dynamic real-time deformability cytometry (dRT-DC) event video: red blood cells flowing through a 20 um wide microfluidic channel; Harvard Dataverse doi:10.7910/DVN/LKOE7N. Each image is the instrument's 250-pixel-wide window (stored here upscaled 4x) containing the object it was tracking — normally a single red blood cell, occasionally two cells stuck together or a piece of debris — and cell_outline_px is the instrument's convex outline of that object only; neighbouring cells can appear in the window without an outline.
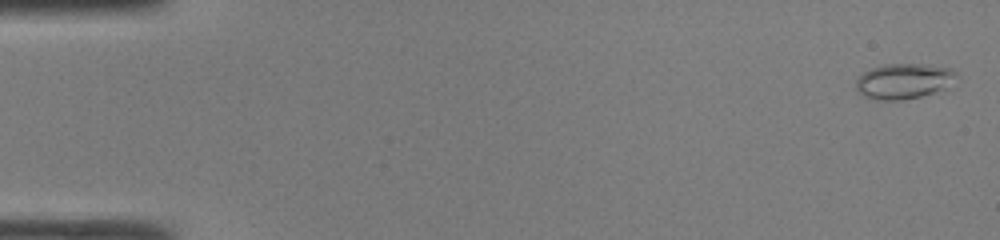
{"species": "common noctule bat (a hibernating species)", "species_latin": "Nyctalus noctula", "temperature_condition": "room temperature", "stored_images_in_passage": 48, "camera_frame_rate_fps": 3000, "um_per_image_px": 0.085, "animal": {"sex": "male", "body_mass_g": 19.0, "forearm_length_mm": 50.8}, "frame": {"image": 1, "passage_image": 2, "time_ms": 0.333, "image_size_px": [1000, 240], "cell_outline_px": [[956, 76], [944, 88], [920, 96], [900, 100], [876, 100], [864, 96], [856, 92], [856, 80], [864, 72], [872, 68], [884, 64], [920, 64], [948, 68], [956, 72]], "centroid_in_image_um": [76.73, 6.9], "position_along_channel_um": 8.3, "area_um2": 20.29}}
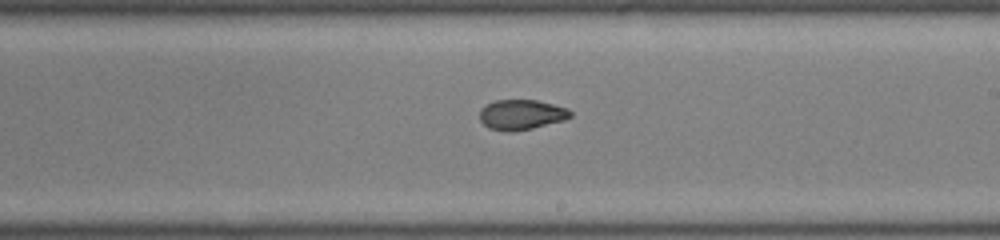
{"frame": {"image": 2, "passage_image": 29, "time_ms": 9.333, "image_size_px": [1000, 240], "cell_outline_px": [[572, 116], [564, 120], [532, 128], [512, 132], [504, 132], [488, 128], [480, 120], [480, 108], [496, 100], [536, 100], [568, 108], [572, 112]], "centroid_in_image_um": [44.31, 9.75], "position_along_channel_um": 244.7, "area_um2": 15.95}}
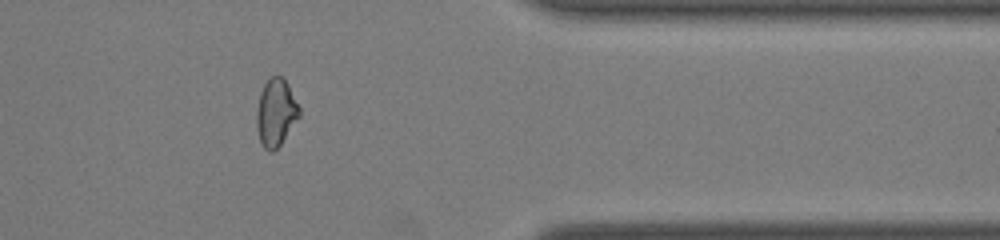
{"frame": {"image": 3, "passage_image": 40, "time_ms": 13.0, "image_size_px": [1000, 240], "cell_outline_px": [[300, 116], [280, 144], [272, 152], [268, 152], [260, 144], [256, 128], [256, 112], [260, 92], [264, 84], [272, 76], [280, 76], [288, 84], [300, 108]], "centroid_in_image_um": [23.43, 9.59], "position_along_channel_um": 388.0, "area_um2": 16.76}, "authors_computed_cell_mechanics": {"area_um2": 17.2533, "velocity_mm_per_s": 4.3156, "shape_relaxation_time_tau1_ms": null, "shape_relaxation_time_tau2_ms": 1.9038, "deformation_change_tau1": null, "deformation_change_tau2": 0.0616}}